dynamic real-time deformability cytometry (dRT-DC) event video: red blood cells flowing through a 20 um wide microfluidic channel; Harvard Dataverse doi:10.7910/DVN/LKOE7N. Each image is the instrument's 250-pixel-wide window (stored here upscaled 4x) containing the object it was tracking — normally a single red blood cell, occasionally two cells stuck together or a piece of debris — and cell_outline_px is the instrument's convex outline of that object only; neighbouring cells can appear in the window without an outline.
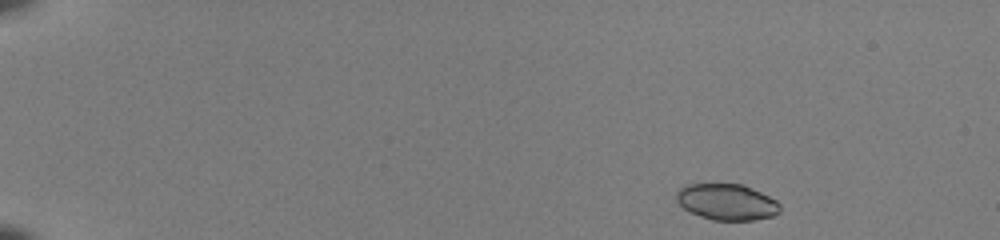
{"species": "common noctule bat (a hibernating species)", "species_latin": "Nyctalus noctula", "temperature_condition": "room temperature", "stored_images_in_passage": 46, "camera_frame_rate_fps": 3000, "um_per_image_px": 0.085, "animal": {"sex": "female", "body_mass_g": 22.0, "forearm_length_mm": 56.7}, "frame": {"image": 1, "passage_image": 2, "time_ms": 0.333, "image_size_px": [1000, 240], "cell_outline_px": [[780, 212], [772, 216], [752, 220], [712, 220], [700, 216], [684, 208], [676, 200], [676, 192], [684, 184], [744, 184], [776, 200], [780, 204]], "centroid_in_image_um": [61.77, 17.16], "position_along_channel_um": 23.2, "area_um2": 21.79}}
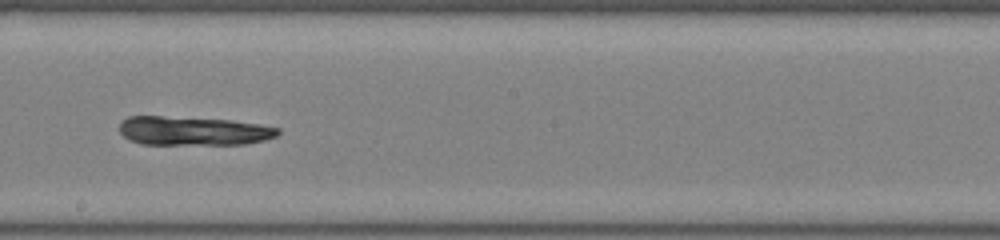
{"frame": {"image": 2, "passage_image": 27, "time_ms": 8.667, "image_size_px": [1000, 240], "cell_outline_px": [[280, 132], [276, 136], [264, 140], [244, 144], [140, 144], [128, 140], [120, 132], [120, 120], [128, 116], [160, 116], [228, 120], [260, 124], [280, 128]], "centroid_in_image_um": [16.39, 11.12], "position_along_channel_um": 231.8, "area_um2": 26.7}}
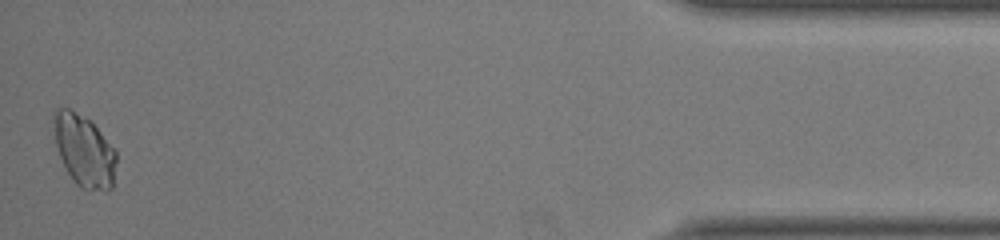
{"frame": {"image": 3, "passage_image": 46, "time_ms": 15.0, "image_size_px": [1000, 240], "cell_outline_px": [[116, 160], [112, 188], [108, 192], [88, 192], [80, 188], [72, 180], [60, 156], [56, 144], [52, 112], [56, 108], [68, 108], [92, 120], [116, 152]], "centroid_in_image_um": [7.16, 12.84], "position_along_channel_um": 428.0, "area_um2": 26.59}, "authors_computed_cell_mechanics": {"area_um2": 26.6458, "velocity_mm_per_s": 4.1001, "shape_relaxation_time_tau1_ms": 7.1579, "shape_relaxation_time_tau2_ms": 1.6033, "deformation_change_tau1": 0.2328, "deformation_change_tau2": 0.0644}}